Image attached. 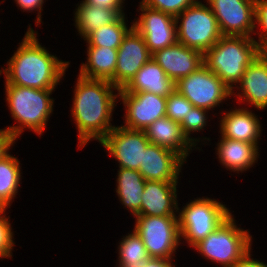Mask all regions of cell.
<instances>
[{"instance_id":"cell-1","label":"cell","mask_w":267,"mask_h":267,"mask_svg":"<svg viewBox=\"0 0 267 267\" xmlns=\"http://www.w3.org/2000/svg\"><path fill=\"white\" fill-rule=\"evenodd\" d=\"M77 79L71 111L79 132V147H83L91 138L101 142L114 128L110 118L119 95L111 89H119L108 80L81 75Z\"/></svg>"},{"instance_id":"cell-2","label":"cell","mask_w":267,"mask_h":267,"mask_svg":"<svg viewBox=\"0 0 267 267\" xmlns=\"http://www.w3.org/2000/svg\"><path fill=\"white\" fill-rule=\"evenodd\" d=\"M4 72L6 83L36 89H55L65 74L69 62H62L48 53L36 39L31 28L26 32L17 51L7 63Z\"/></svg>"},{"instance_id":"cell-3","label":"cell","mask_w":267,"mask_h":267,"mask_svg":"<svg viewBox=\"0 0 267 267\" xmlns=\"http://www.w3.org/2000/svg\"><path fill=\"white\" fill-rule=\"evenodd\" d=\"M262 51L254 38L223 35L203 54L204 65L231 90Z\"/></svg>"},{"instance_id":"cell-4","label":"cell","mask_w":267,"mask_h":267,"mask_svg":"<svg viewBox=\"0 0 267 267\" xmlns=\"http://www.w3.org/2000/svg\"><path fill=\"white\" fill-rule=\"evenodd\" d=\"M5 84L8 107L13 118L20 124L6 129L15 139L23 132V127L31 128L41 135L53 110L54 100L49 95L54 89H36Z\"/></svg>"},{"instance_id":"cell-5","label":"cell","mask_w":267,"mask_h":267,"mask_svg":"<svg viewBox=\"0 0 267 267\" xmlns=\"http://www.w3.org/2000/svg\"><path fill=\"white\" fill-rule=\"evenodd\" d=\"M232 214L207 237L193 247L207 259L224 267H232L248 250L251 237L246 230L237 228Z\"/></svg>"},{"instance_id":"cell-6","label":"cell","mask_w":267,"mask_h":267,"mask_svg":"<svg viewBox=\"0 0 267 267\" xmlns=\"http://www.w3.org/2000/svg\"><path fill=\"white\" fill-rule=\"evenodd\" d=\"M180 18L177 41L186 47L204 54L223 36L214 13L200 1L178 14L175 17L177 24Z\"/></svg>"},{"instance_id":"cell-7","label":"cell","mask_w":267,"mask_h":267,"mask_svg":"<svg viewBox=\"0 0 267 267\" xmlns=\"http://www.w3.org/2000/svg\"><path fill=\"white\" fill-rule=\"evenodd\" d=\"M230 214L229 210L216 200L203 197L196 199L179 213L180 234L193 247L213 232Z\"/></svg>"},{"instance_id":"cell-8","label":"cell","mask_w":267,"mask_h":267,"mask_svg":"<svg viewBox=\"0 0 267 267\" xmlns=\"http://www.w3.org/2000/svg\"><path fill=\"white\" fill-rule=\"evenodd\" d=\"M134 231L141 237L149 257L171 259L180 242L177 216H136Z\"/></svg>"},{"instance_id":"cell-9","label":"cell","mask_w":267,"mask_h":267,"mask_svg":"<svg viewBox=\"0 0 267 267\" xmlns=\"http://www.w3.org/2000/svg\"><path fill=\"white\" fill-rule=\"evenodd\" d=\"M176 90L194 107L211 109L234 92L204 64L176 82Z\"/></svg>"},{"instance_id":"cell-10","label":"cell","mask_w":267,"mask_h":267,"mask_svg":"<svg viewBox=\"0 0 267 267\" xmlns=\"http://www.w3.org/2000/svg\"><path fill=\"white\" fill-rule=\"evenodd\" d=\"M143 12L132 27L144 38L151 54L176 44L177 22L173 15L140 3Z\"/></svg>"},{"instance_id":"cell-11","label":"cell","mask_w":267,"mask_h":267,"mask_svg":"<svg viewBox=\"0 0 267 267\" xmlns=\"http://www.w3.org/2000/svg\"><path fill=\"white\" fill-rule=\"evenodd\" d=\"M222 35L246 36L254 32L255 0H207Z\"/></svg>"},{"instance_id":"cell-12","label":"cell","mask_w":267,"mask_h":267,"mask_svg":"<svg viewBox=\"0 0 267 267\" xmlns=\"http://www.w3.org/2000/svg\"><path fill=\"white\" fill-rule=\"evenodd\" d=\"M120 163L119 168L138 170L144 150L151 143L144 130L114 127L100 142Z\"/></svg>"},{"instance_id":"cell-13","label":"cell","mask_w":267,"mask_h":267,"mask_svg":"<svg viewBox=\"0 0 267 267\" xmlns=\"http://www.w3.org/2000/svg\"><path fill=\"white\" fill-rule=\"evenodd\" d=\"M118 94L127 110L124 128L144 130L157 119L166 116L167 97L148 92L128 93L123 89H119Z\"/></svg>"},{"instance_id":"cell-14","label":"cell","mask_w":267,"mask_h":267,"mask_svg":"<svg viewBox=\"0 0 267 267\" xmlns=\"http://www.w3.org/2000/svg\"><path fill=\"white\" fill-rule=\"evenodd\" d=\"M151 58L144 38L132 27L117 49L115 87L123 89Z\"/></svg>"},{"instance_id":"cell-15","label":"cell","mask_w":267,"mask_h":267,"mask_svg":"<svg viewBox=\"0 0 267 267\" xmlns=\"http://www.w3.org/2000/svg\"><path fill=\"white\" fill-rule=\"evenodd\" d=\"M185 159L175 151L150 143L144 150L143 163L138 171L145 180L178 182Z\"/></svg>"},{"instance_id":"cell-16","label":"cell","mask_w":267,"mask_h":267,"mask_svg":"<svg viewBox=\"0 0 267 267\" xmlns=\"http://www.w3.org/2000/svg\"><path fill=\"white\" fill-rule=\"evenodd\" d=\"M152 58L175 82L193 73L204 64L202 52L178 42L155 52L152 54Z\"/></svg>"},{"instance_id":"cell-17","label":"cell","mask_w":267,"mask_h":267,"mask_svg":"<svg viewBox=\"0 0 267 267\" xmlns=\"http://www.w3.org/2000/svg\"><path fill=\"white\" fill-rule=\"evenodd\" d=\"M177 182L145 181L142 194L141 215L176 216ZM174 207V208H173Z\"/></svg>"},{"instance_id":"cell-18","label":"cell","mask_w":267,"mask_h":267,"mask_svg":"<svg viewBox=\"0 0 267 267\" xmlns=\"http://www.w3.org/2000/svg\"><path fill=\"white\" fill-rule=\"evenodd\" d=\"M123 90L128 93L148 92L168 97L176 90V82L170 79L160 65L151 58Z\"/></svg>"},{"instance_id":"cell-19","label":"cell","mask_w":267,"mask_h":267,"mask_svg":"<svg viewBox=\"0 0 267 267\" xmlns=\"http://www.w3.org/2000/svg\"><path fill=\"white\" fill-rule=\"evenodd\" d=\"M242 98L258 109L267 107V53L261 52L246 68L239 82ZM242 97V98H241Z\"/></svg>"},{"instance_id":"cell-20","label":"cell","mask_w":267,"mask_h":267,"mask_svg":"<svg viewBox=\"0 0 267 267\" xmlns=\"http://www.w3.org/2000/svg\"><path fill=\"white\" fill-rule=\"evenodd\" d=\"M220 126L222 137L257 145L261 126L256 115L249 110L238 108L224 114Z\"/></svg>"},{"instance_id":"cell-21","label":"cell","mask_w":267,"mask_h":267,"mask_svg":"<svg viewBox=\"0 0 267 267\" xmlns=\"http://www.w3.org/2000/svg\"><path fill=\"white\" fill-rule=\"evenodd\" d=\"M144 131L152 144L171 149L184 159L193 146L183 135L180 124L166 116L157 119Z\"/></svg>"},{"instance_id":"cell-22","label":"cell","mask_w":267,"mask_h":267,"mask_svg":"<svg viewBox=\"0 0 267 267\" xmlns=\"http://www.w3.org/2000/svg\"><path fill=\"white\" fill-rule=\"evenodd\" d=\"M218 158L232 171H244L257 160L258 146L249 142L222 137L217 148Z\"/></svg>"},{"instance_id":"cell-23","label":"cell","mask_w":267,"mask_h":267,"mask_svg":"<svg viewBox=\"0 0 267 267\" xmlns=\"http://www.w3.org/2000/svg\"><path fill=\"white\" fill-rule=\"evenodd\" d=\"M87 52V63L82 64L79 75L90 79L108 80L115 86L117 49L89 46Z\"/></svg>"},{"instance_id":"cell-24","label":"cell","mask_w":267,"mask_h":267,"mask_svg":"<svg viewBox=\"0 0 267 267\" xmlns=\"http://www.w3.org/2000/svg\"><path fill=\"white\" fill-rule=\"evenodd\" d=\"M118 172L116 192L120 201L134 216H141V198L146 180L138 170L120 168Z\"/></svg>"},{"instance_id":"cell-25","label":"cell","mask_w":267,"mask_h":267,"mask_svg":"<svg viewBox=\"0 0 267 267\" xmlns=\"http://www.w3.org/2000/svg\"><path fill=\"white\" fill-rule=\"evenodd\" d=\"M75 13L76 27L85 39L94 30L116 22L122 15V9L101 8L82 2Z\"/></svg>"},{"instance_id":"cell-26","label":"cell","mask_w":267,"mask_h":267,"mask_svg":"<svg viewBox=\"0 0 267 267\" xmlns=\"http://www.w3.org/2000/svg\"><path fill=\"white\" fill-rule=\"evenodd\" d=\"M19 164L10 154L0 159V209H6L17 193L21 177Z\"/></svg>"},{"instance_id":"cell-27","label":"cell","mask_w":267,"mask_h":267,"mask_svg":"<svg viewBox=\"0 0 267 267\" xmlns=\"http://www.w3.org/2000/svg\"><path fill=\"white\" fill-rule=\"evenodd\" d=\"M125 23V16L122 15L116 22L104 25L91 32L84 40H87L89 46L109 47L118 49L123 37L128 33Z\"/></svg>"},{"instance_id":"cell-28","label":"cell","mask_w":267,"mask_h":267,"mask_svg":"<svg viewBox=\"0 0 267 267\" xmlns=\"http://www.w3.org/2000/svg\"><path fill=\"white\" fill-rule=\"evenodd\" d=\"M119 255L120 263H137L149 258L141 237L135 231L120 242Z\"/></svg>"},{"instance_id":"cell-29","label":"cell","mask_w":267,"mask_h":267,"mask_svg":"<svg viewBox=\"0 0 267 267\" xmlns=\"http://www.w3.org/2000/svg\"><path fill=\"white\" fill-rule=\"evenodd\" d=\"M192 107L193 104L175 90L167 97L166 117L180 124Z\"/></svg>"},{"instance_id":"cell-30","label":"cell","mask_w":267,"mask_h":267,"mask_svg":"<svg viewBox=\"0 0 267 267\" xmlns=\"http://www.w3.org/2000/svg\"><path fill=\"white\" fill-rule=\"evenodd\" d=\"M206 111L207 109L199 108V107H192L189 110V113L184 117L183 121L180 123L181 130L185 138L190 142L193 146L196 144L194 143L197 139L189 138L190 132H195L203 129L206 125ZM194 141V142H193Z\"/></svg>"},{"instance_id":"cell-31","label":"cell","mask_w":267,"mask_h":267,"mask_svg":"<svg viewBox=\"0 0 267 267\" xmlns=\"http://www.w3.org/2000/svg\"><path fill=\"white\" fill-rule=\"evenodd\" d=\"M195 2L196 0H143L141 3L176 17Z\"/></svg>"},{"instance_id":"cell-32","label":"cell","mask_w":267,"mask_h":267,"mask_svg":"<svg viewBox=\"0 0 267 267\" xmlns=\"http://www.w3.org/2000/svg\"><path fill=\"white\" fill-rule=\"evenodd\" d=\"M6 209H0V258L11 257V251L14 246L13 232L8 218L3 215Z\"/></svg>"},{"instance_id":"cell-33","label":"cell","mask_w":267,"mask_h":267,"mask_svg":"<svg viewBox=\"0 0 267 267\" xmlns=\"http://www.w3.org/2000/svg\"><path fill=\"white\" fill-rule=\"evenodd\" d=\"M255 18L257 25L263 28L257 43L262 52H267V0H255Z\"/></svg>"},{"instance_id":"cell-34","label":"cell","mask_w":267,"mask_h":267,"mask_svg":"<svg viewBox=\"0 0 267 267\" xmlns=\"http://www.w3.org/2000/svg\"><path fill=\"white\" fill-rule=\"evenodd\" d=\"M119 267H174L171 259L149 257L148 260L137 263H119Z\"/></svg>"},{"instance_id":"cell-35","label":"cell","mask_w":267,"mask_h":267,"mask_svg":"<svg viewBox=\"0 0 267 267\" xmlns=\"http://www.w3.org/2000/svg\"><path fill=\"white\" fill-rule=\"evenodd\" d=\"M15 140L16 139L7 129H0V159L8 154V149H10Z\"/></svg>"},{"instance_id":"cell-36","label":"cell","mask_w":267,"mask_h":267,"mask_svg":"<svg viewBox=\"0 0 267 267\" xmlns=\"http://www.w3.org/2000/svg\"><path fill=\"white\" fill-rule=\"evenodd\" d=\"M19 7L23 10H34L38 8L39 13H38V19L36 21L37 24L41 22V10H42V5L44 3V0H15Z\"/></svg>"},{"instance_id":"cell-37","label":"cell","mask_w":267,"mask_h":267,"mask_svg":"<svg viewBox=\"0 0 267 267\" xmlns=\"http://www.w3.org/2000/svg\"><path fill=\"white\" fill-rule=\"evenodd\" d=\"M232 267H267V264L251 259L248 250Z\"/></svg>"},{"instance_id":"cell-38","label":"cell","mask_w":267,"mask_h":267,"mask_svg":"<svg viewBox=\"0 0 267 267\" xmlns=\"http://www.w3.org/2000/svg\"><path fill=\"white\" fill-rule=\"evenodd\" d=\"M83 2L101 8L122 9L123 0H84Z\"/></svg>"}]
</instances>
